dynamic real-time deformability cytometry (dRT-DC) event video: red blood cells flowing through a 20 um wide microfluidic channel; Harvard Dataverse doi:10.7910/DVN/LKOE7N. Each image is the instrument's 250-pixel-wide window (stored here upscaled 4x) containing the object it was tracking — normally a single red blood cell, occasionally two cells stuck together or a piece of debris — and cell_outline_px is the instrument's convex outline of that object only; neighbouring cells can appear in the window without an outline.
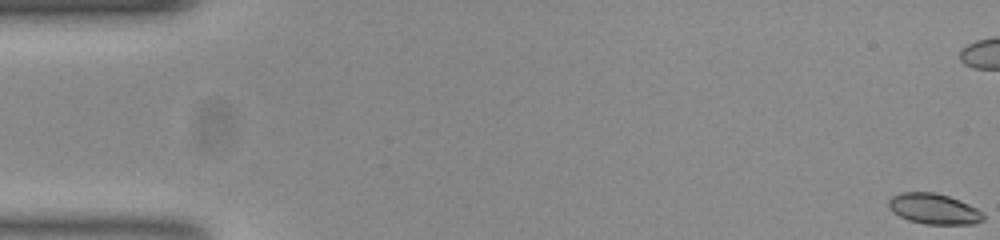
{"species": "common noctule bat (a hibernating species)", "species_latin": "Nyctalus noctula", "temperature_condition": "room temperature", "stored_images_in_passage": 11, "camera_frame_rate_fps": 3000, "um_per_image_px": 0.085, "animal": {"sex": "female", "body_mass_g": 23.0, "forearm_length_mm": 53.4}, "frame": {"image": 1, "passage_image": 1, "time_ms": 0.0, "image_size_px": [1000, 240], "cell_outline_px": [[984, 220], [972, 224], [924, 224], [908, 220], [892, 212], [888, 208], [888, 200], [892, 196], [900, 192], [932, 192], [948, 196], [968, 204], [984, 212]], "centroid_in_image_um": [79.36, 17.76], "position_along_channel_um": 5.6, "area_um2": 16.94}}